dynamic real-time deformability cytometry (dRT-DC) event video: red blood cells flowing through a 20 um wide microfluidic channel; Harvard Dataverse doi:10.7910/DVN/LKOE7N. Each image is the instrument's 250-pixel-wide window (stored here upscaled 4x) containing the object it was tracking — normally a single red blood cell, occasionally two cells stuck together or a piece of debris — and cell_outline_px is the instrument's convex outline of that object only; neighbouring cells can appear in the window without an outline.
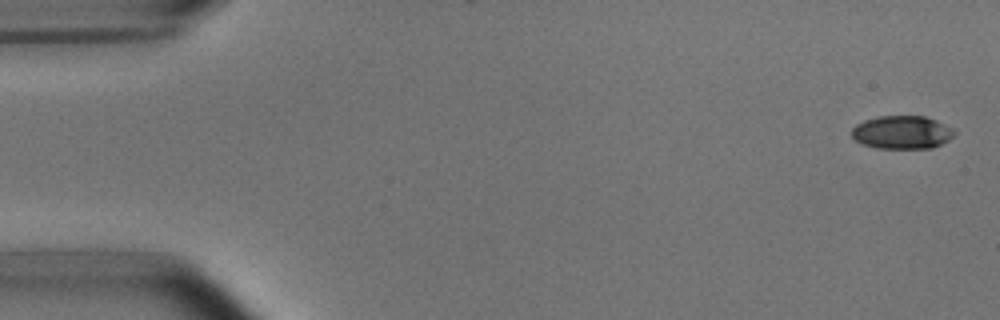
{"species": "common noctule bat (a hibernating species)", "species_latin": "Nyctalus noctula", "temperature_condition": "room temperature", "stored_images_in_passage": 5, "camera_frame_rate_fps": 3000, "um_per_image_px": 0.085, "animal": {"sex": "male", "body_mass_g": 15.6}, "frame": {"image": 1, "passage_image": 1, "time_ms": 0.0, "image_size_px": [1000, 320], "cell_outline_px": [[956, 132], [948, 140], [932, 148], [876, 148], [864, 144], [856, 140], [852, 136], [852, 128], [856, 124], [864, 120], [880, 116], [924, 116], [936, 120], [952, 128]], "centroid_in_image_um": [76.66, 11.24], "position_along_channel_um": 8.3, "area_um2": 19.71}}
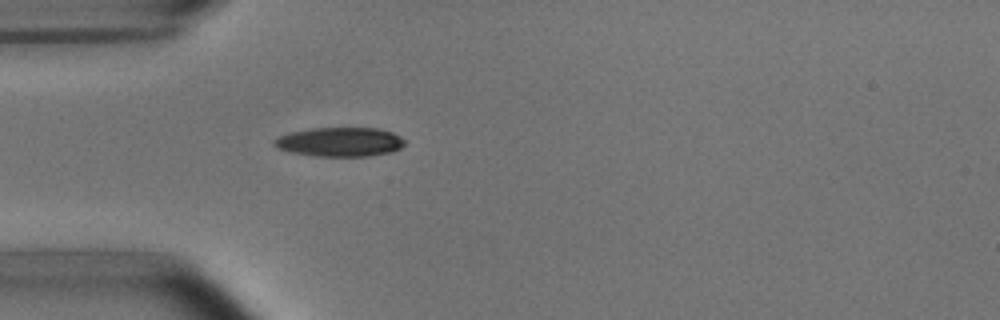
{"frame": {"image": 2, "passage_image": 5, "time_ms": 4.667, "image_size_px": [1000, 320], "cell_outline_px": [[408, 140], [400, 148], [388, 152], [368, 156], [316, 156], [292, 152], [276, 148], [272, 144], [272, 140], [280, 136], [292, 132], [312, 128], [380, 128], [392, 132]], "centroid_in_image_um": [28.9, 12.06], "position_along_channel_um": 56.1, "area_um2": 22.2}}